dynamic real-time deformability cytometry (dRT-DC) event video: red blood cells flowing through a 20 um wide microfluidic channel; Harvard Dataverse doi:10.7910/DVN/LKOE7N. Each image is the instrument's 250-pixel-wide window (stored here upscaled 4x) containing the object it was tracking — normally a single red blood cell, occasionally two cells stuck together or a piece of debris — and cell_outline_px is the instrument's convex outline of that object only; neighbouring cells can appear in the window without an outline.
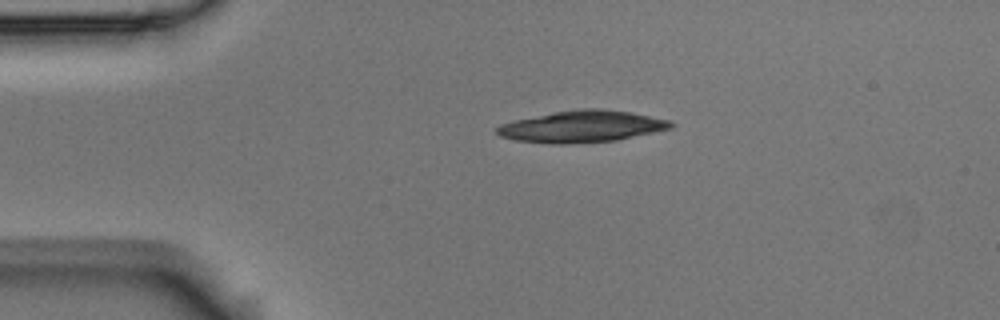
{"species": "Egyptian fruit bat (a non-hibernating species)", "species_latin": "Rousettus aegyptiacus", "temperature_condition": "room temperature", "stored_images_in_passage": 2, "camera_frame_rate_fps": 3000, "um_per_image_px": 0.085, "animal": {"sex": "male"}, "frame": {"image": 1, "passage_image": 1, "time_ms": 0.0, "image_size_px": [1000, 320], "cell_outline_px": [[676, 124], [672, 128], [616, 140], [568, 144], [548, 144], [516, 140], [500, 136], [496, 132], [496, 128], [500, 124], [516, 120], [576, 108], [600, 108], [628, 112], [668, 120]], "centroid_in_image_um": [49.45, 10.76], "position_along_channel_um": 35.6, "area_um2": 31.85}}